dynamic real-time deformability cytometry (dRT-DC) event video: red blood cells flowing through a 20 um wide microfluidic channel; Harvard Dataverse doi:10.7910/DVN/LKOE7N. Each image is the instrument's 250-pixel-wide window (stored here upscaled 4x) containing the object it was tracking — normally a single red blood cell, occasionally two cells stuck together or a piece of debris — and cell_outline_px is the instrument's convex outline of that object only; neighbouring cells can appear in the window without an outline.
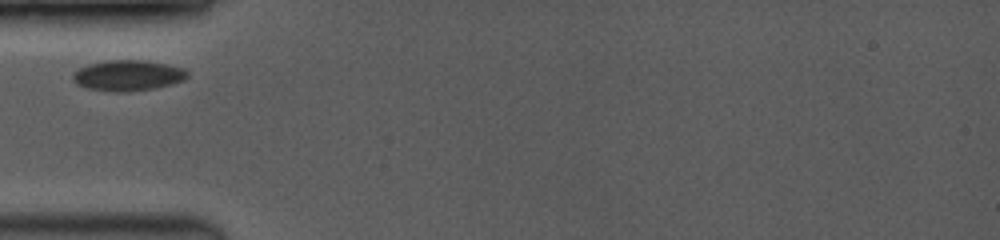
{"species": "common noctule bat (a hibernating species)", "species_latin": "Nyctalus noctula", "temperature_condition": "room temperature", "stored_images_in_passage": 50, "camera_frame_rate_fps": 3500, "um_per_image_px": 0.085, "animal": {"sex": "female", "body_mass_g": 19.0, "forearm_length_mm": 53.3}, "frame": {"image": 1, "passage_image": 1, "time_ms": 0.0, "image_size_px": [1000, 240], "cell_outline_px": [[188, 76], [184, 80], [172, 84], [156, 88], [124, 92], [112, 92], [88, 88], [76, 84], [72, 80], [72, 72], [88, 64], [104, 60], [144, 60], [184, 68], [188, 72]], "centroid_in_image_um": [10.84, 6.41], "position_along_channel_um": 74.2, "area_um2": 20.63}}
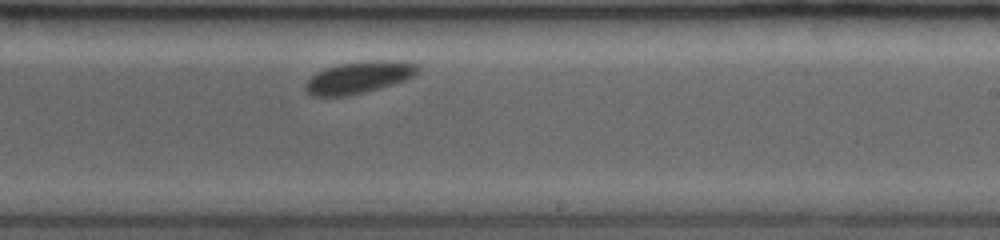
{"frame": {"image": 2, "passage_image": 28, "time_ms": 4.857, "image_size_px": [1000, 240], "cell_outline_px": [[420, 68], [412, 76], [404, 80], [392, 84], [364, 92], [348, 96], [312, 96], [304, 88], [304, 84], [312, 76], [324, 68], [340, 64], [376, 60], [404, 60], [416, 64]], "centroid_in_image_um": [30.5, 6.57], "position_along_channel_um": 258.5, "area_um2": 20.69}}
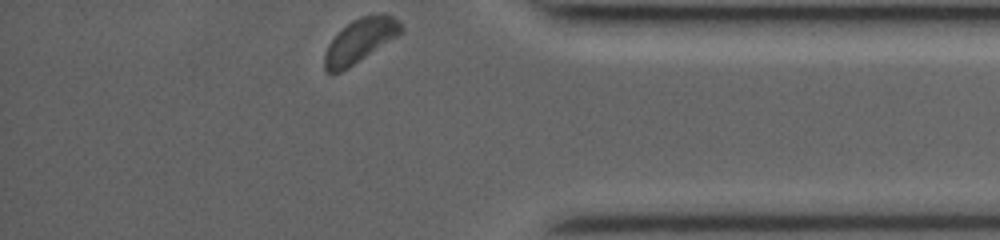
{"frame": {"image": 3, "passage_image": 49, "time_ms": 8.857, "image_size_px": [1000, 240], "cell_outline_px": [[404, 32], [348, 68], [340, 72], [328, 72], [324, 68], [324, 52], [328, 44], [352, 20], [360, 16], [372, 12], [392, 16], [400, 20], [404, 24]], "centroid_in_image_um": [30.66, 3.42], "position_along_channel_um": 404.5, "area_um2": 19.65}}